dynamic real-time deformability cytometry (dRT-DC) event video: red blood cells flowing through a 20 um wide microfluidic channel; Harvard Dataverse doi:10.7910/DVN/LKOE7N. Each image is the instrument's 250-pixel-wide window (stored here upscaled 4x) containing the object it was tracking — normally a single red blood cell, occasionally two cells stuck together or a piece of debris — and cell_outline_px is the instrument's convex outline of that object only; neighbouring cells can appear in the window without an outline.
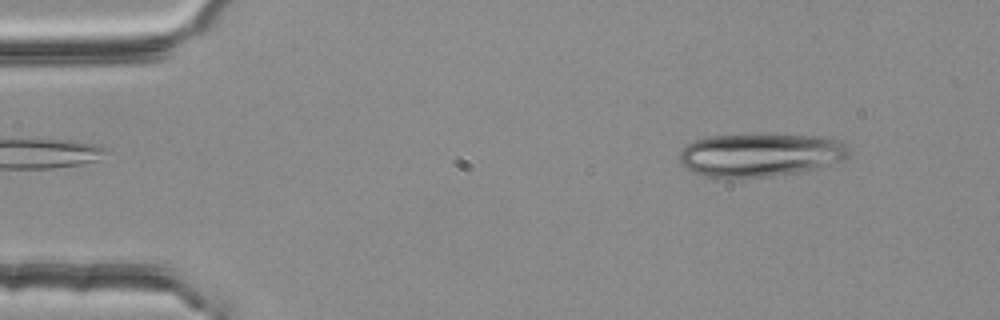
{"species": "common noctule bat (a hibernating species)", "species_latin": "Nyctalus noctula", "temperature_condition": "room temperature", "stored_images_in_passage": 3, "camera_frame_rate_fps": 3000, "um_per_image_px": 0.085, "animal": {"sex": "female", "body_mass_g": 25.1}, "frame": {"image": 1, "passage_image": 1, "time_ms": 0.0, "image_size_px": [1000, 320], "cell_outline_px": [[852, 152], [844, 160], [816, 168], [796, 172], [772, 176], [704, 176], [684, 168], [680, 164], [680, 152], [692, 140], [708, 136], [756, 132], [764, 132], [820, 136], [840, 140], [848, 144]], "centroid_in_image_um": [64.67, 13.1], "position_along_channel_um": 20.3, "area_um2": 43.7}}